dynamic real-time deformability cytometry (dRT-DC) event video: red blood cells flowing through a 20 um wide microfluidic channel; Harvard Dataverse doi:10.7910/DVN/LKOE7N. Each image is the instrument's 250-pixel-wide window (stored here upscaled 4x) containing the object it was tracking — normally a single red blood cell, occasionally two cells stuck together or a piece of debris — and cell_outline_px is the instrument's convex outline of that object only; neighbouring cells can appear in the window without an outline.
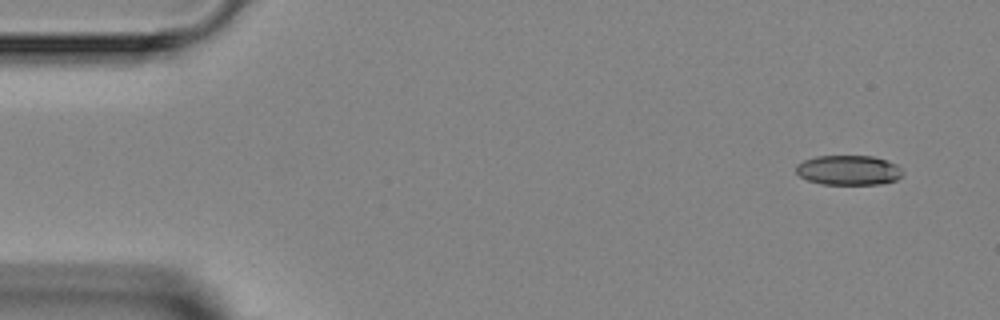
{"species": "Egyptian fruit bat (a non-hibernating species)", "species_latin": "Rousettus aegyptiacus", "temperature_condition": "room temperature", "stored_images_in_passage": 4, "camera_frame_rate_fps": 3000, "um_per_image_px": 0.085, "animal": {"sex": "female"}, "frame": {"image": 1, "passage_image": 1, "time_ms": 0.0, "image_size_px": [1000, 320], "cell_outline_px": [[904, 176], [896, 180], [880, 184], [820, 184], [808, 180], [800, 176], [796, 172], [796, 164], [804, 160], [816, 156], [872, 156], [888, 160], [896, 164], [904, 172]], "centroid_in_image_um": [72.15, 14.46], "position_along_channel_um": 12.8, "area_um2": 18.67}}
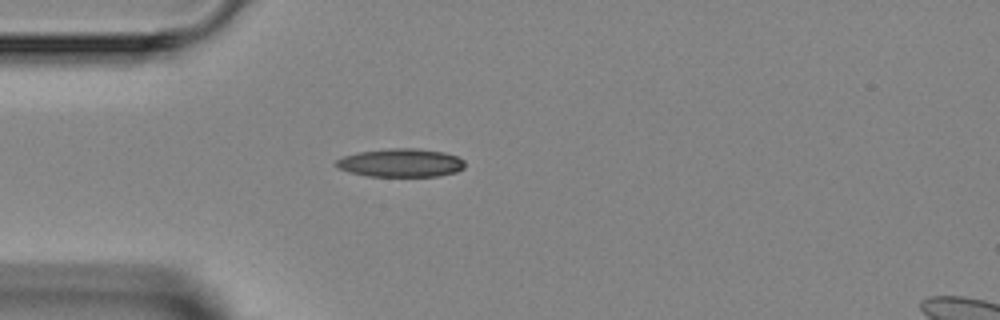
{"frame": {"image": 2, "passage_image": 4, "time_ms": 3.333, "image_size_px": [1000, 320], "cell_outline_px": [[464, 168], [456, 172], [436, 176], [368, 176], [348, 172], [332, 164], [336, 160], [344, 156], [356, 152], [388, 148], [420, 148], [444, 152], [456, 156], [464, 160]], "centroid_in_image_um": [34.04, 13.83], "position_along_channel_um": 51.0, "area_um2": 21.44}}